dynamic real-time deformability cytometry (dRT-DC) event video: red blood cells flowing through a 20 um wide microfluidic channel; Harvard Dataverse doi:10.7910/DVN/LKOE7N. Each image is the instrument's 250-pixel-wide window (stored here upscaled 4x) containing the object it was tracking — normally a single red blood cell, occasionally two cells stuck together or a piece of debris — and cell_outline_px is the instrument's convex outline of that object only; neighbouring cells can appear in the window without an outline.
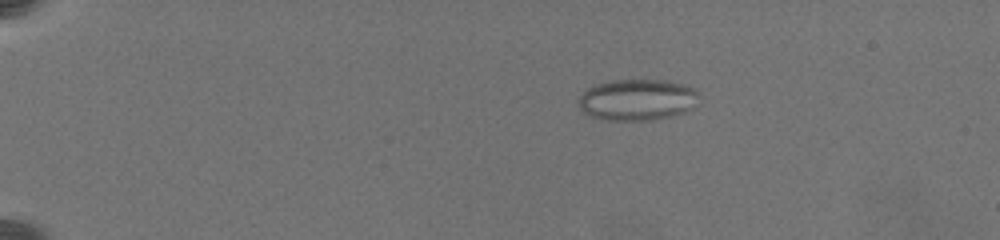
{"species": "common noctule bat (a hibernating species)", "species_latin": "Nyctalus noctula", "temperature_condition": "warm", "stored_images_in_passage": 61, "camera_frame_rate_fps": 3000, "um_per_image_px": 0.085, "animal": {"sex": "female", "body_mass_g": 19.5, "forearm_length_mm": 54.1}, "frame": {"image": 1, "passage_image": 12, "time_ms": 4.333, "image_size_px": [1000, 240], "cell_outline_px": [[696, 92], [692, 108], [684, 112], [652, 120], [608, 120], [588, 116], [576, 104], [580, 96], [588, 88], [596, 84], [612, 80], [664, 80], [684, 84], [692, 88]], "centroid_in_image_um": [54.08, 8.48], "position_along_channel_um": 30.9, "area_um2": 28.67}}
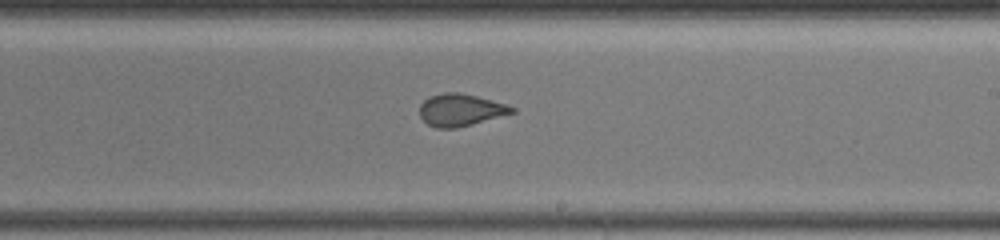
{"frame": {"image": 2, "passage_image": 37, "time_ms": 13.333, "image_size_px": [1000, 240], "cell_outline_px": [[516, 112], [472, 124], [456, 128], [436, 128], [428, 124], [420, 116], [420, 104], [428, 96], [444, 92], [460, 92], [508, 104], [516, 108]], "centroid_in_image_um": [39.15, 9.33], "position_along_channel_um": 249.8, "area_um2": 17.4}}
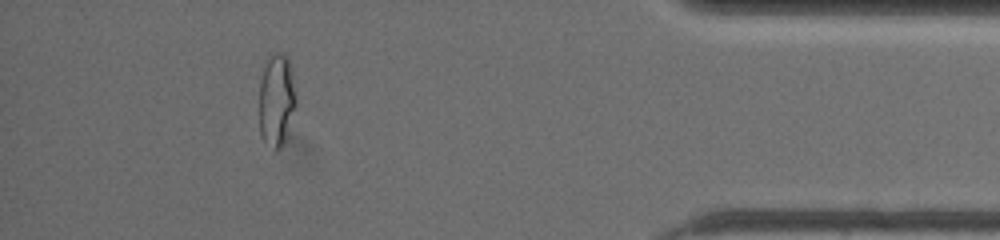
{"frame": {"image": 3, "passage_image": 55, "time_ms": 19.0, "image_size_px": [1000, 240], "cell_outline_px": [[296, 104], [284, 144], [280, 148], [276, 148], [264, 140], [260, 132], [260, 84], [268, 52], [284, 52], [288, 56], [296, 96]], "centroid_in_image_um": [23.51, 8.42], "position_along_channel_um": 411.7, "area_um2": 19.77}, "authors_computed_cell_mechanics": {"area_um2": 20.0566, "velocity_mm_per_s": 3.5365, "shape_relaxation_time_tau1_ms": null, "shape_relaxation_time_tau2_ms": 0.7355, "deformation_change_tau1": null, "deformation_change_tau2": 0.0712}}